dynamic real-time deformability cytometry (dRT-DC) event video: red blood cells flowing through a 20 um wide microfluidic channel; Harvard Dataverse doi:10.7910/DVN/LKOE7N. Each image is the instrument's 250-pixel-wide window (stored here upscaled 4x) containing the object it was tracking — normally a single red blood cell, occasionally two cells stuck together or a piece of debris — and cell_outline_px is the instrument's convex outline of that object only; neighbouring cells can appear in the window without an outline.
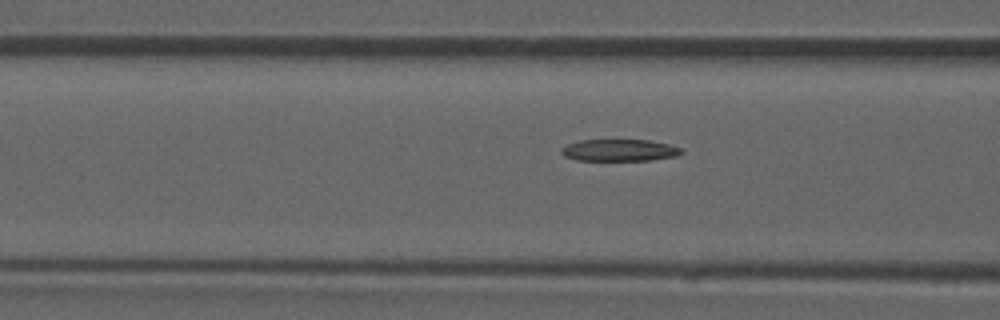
{"species": "common noctule bat (a hibernating species)", "species_latin": "Nyctalus noctula", "temperature_condition": "room temperature", "stored_images_in_passage": 44, "camera_frame_rate_fps": 3000, "um_per_image_px": 0.085, "animal": {"sex": "male", "forearm_length_mm": 52.5}, "frame": {"image": 1, "passage_image": 13, "time_ms": 4.0, "image_size_px": [1000, 320], "cell_outline_px": [[684, 152], [676, 156], [652, 160], [576, 160], [564, 156], [560, 152], [560, 148], [568, 144], [580, 140], [648, 140], [668, 144], [680, 148]], "centroid_in_image_um": [52.63, 12.77], "position_along_channel_um": 114.0, "area_um2": 15.26}, "authors_computed_cell_mechanics": {"area_um2": 16.3574, "velocity_mm_per_s": 3.8822, "shape_relaxation_time_tau1_ms": null, "shape_relaxation_time_tau2_ms": 4.1897, "deformation_change_tau1": null, "deformation_change_tau2": 0.1133}}